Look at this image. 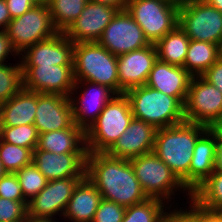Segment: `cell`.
<instances>
[{
  "label": "cell",
  "mask_w": 222,
  "mask_h": 222,
  "mask_svg": "<svg viewBox=\"0 0 222 222\" xmlns=\"http://www.w3.org/2000/svg\"><path fill=\"white\" fill-rule=\"evenodd\" d=\"M202 77L222 92V58L220 57Z\"/></svg>",
  "instance_id": "ab89813d"
},
{
  "label": "cell",
  "mask_w": 222,
  "mask_h": 222,
  "mask_svg": "<svg viewBox=\"0 0 222 222\" xmlns=\"http://www.w3.org/2000/svg\"><path fill=\"white\" fill-rule=\"evenodd\" d=\"M189 43L190 38L177 26L154 44L158 60L184 67Z\"/></svg>",
  "instance_id": "4316f807"
},
{
  "label": "cell",
  "mask_w": 222,
  "mask_h": 222,
  "mask_svg": "<svg viewBox=\"0 0 222 222\" xmlns=\"http://www.w3.org/2000/svg\"><path fill=\"white\" fill-rule=\"evenodd\" d=\"M117 11L112 6L88 0L81 15L69 26L64 34L74 44L98 42Z\"/></svg>",
  "instance_id": "2e32d148"
},
{
  "label": "cell",
  "mask_w": 222,
  "mask_h": 222,
  "mask_svg": "<svg viewBox=\"0 0 222 222\" xmlns=\"http://www.w3.org/2000/svg\"><path fill=\"white\" fill-rule=\"evenodd\" d=\"M0 197L13 201H27L15 173H6L0 180Z\"/></svg>",
  "instance_id": "8d00e7d4"
},
{
  "label": "cell",
  "mask_w": 222,
  "mask_h": 222,
  "mask_svg": "<svg viewBox=\"0 0 222 222\" xmlns=\"http://www.w3.org/2000/svg\"><path fill=\"white\" fill-rule=\"evenodd\" d=\"M222 13V0H204Z\"/></svg>",
  "instance_id": "c3c4849f"
},
{
  "label": "cell",
  "mask_w": 222,
  "mask_h": 222,
  "mask_svg": "<svg viewBox=\"0 0 222 222\" xmlns=\"http://www.w3.org/2000/svg\"><path fill=\"white\" fill-rule=\"evenodd\" d=\"M83 86L85 87L84 90L82 89ZM77 89H80L79 91L83 90V92H80L79 95ZM75 93L76 95L78 94L79 97L72 96ZM116 95L111 88L105 85L90 81L75 80L74 87L69 95L73 122L86 132L96 121L106 104Z\"/></svg>",
  "instance_id": "8fae6325"
},
{
  "label": "cell",
  "mask_w": 222,
  "mask_h": 222,
  "mask_svg": "<svg viewBox=\"0 0 222 222\" xmlns=\"http://www.w3.org/2000/svg\"><path fill=\"white\" fill-rule=\"evenodd\" d=\"M132 119L128 98L125 94L116 95L85 132L87 153H105L126 130Z\"/></svg>",
  "instance_id": "5b68a950"
},
{
  "label": "cell",
  "mask_w": 222,
  "mask_h": 222,
  "mask_svg": "<svg viewBox=\"0 0 222 222\" xmlns=\"http://www.w3.org/2000/svg\"><path fill=\"white\" fill-rule=\"evenodd\" d=\"M87 153H52L33 151V163L48 180L85 177Z\"/></svg>",
  "instance_id": "ffe728a7"
},
{
  "label": "cell",
  "mask_w": 222,
  "mask_h": 222,
  "mask_svg": "<svg viewBox=\"0 0 222 222\" xmlns=\"http://www.w3.org/2000/svg\"><path fill=\"white\" fill-rule=\"evenodd\" d=\"M156 131L153 125L133 118L126 130L105 153L111 157L130 160L152 152Z\"/></svg>",
  "instance_id": "ac0fdd59"
},
{
  "label": "cell",
  "mask_w": 222,
  "mask_h": 222,
  "mask_svg": "<svg viewBox=\"0 0 222 222\" xmlns=\"http://www.w3.org/2000/svg\"><path fill=\"white\" fill-rule=\"evenodd\" d=\"M35 150L52 153H87L85 132L75 123L67 129L39 134Z\"/></svg>",
  "instance_id": "d4e9b609"
},
{
  "label": "cell",
  "mask_w": 222,
  "mask_h": 222,
  "mask_svg": "<svg viewBox=\"0 0 222 222\" xmlns=\"http://www.w3.org/2000/svg\"><path fill=\"white\" fill-rule=\"evenodd\" d=\"M23 87L43 94L69 97L75 78L73 66H21Z\"/></svg>",
  "instance_id": "4fadbf2b"
},
{
  "label": "cell",
  "mask_w": 222,
  "mask_h": 222,
  "mask_svg": "<svg viewBox=\"0 0 222 222\" xmlns=\"http://www.w3.org/2000/svg\"><path fill=\"white\" fill-rule=\"evenodd\" d=\"M161 2L164 3H168L170 5H175V6H181V4L185 1V0H159Z\"/></svg>",
  "instance_id": "681fc988"
},
{
  "label": "cell",
  "mask_w": 222,
  "mask_h": 222,
  "mask_svg": "<svg viewBox=\"0 0 222 222\" xmlns=\"http://www.w3.org/2000/svg\"><path fill=\"white\" fill-rule=\"evenodd\" d=\"M0 160L7 173H16L33 161V151L0 139Z\"/></svg>",
  "instance_id": "4dcf8cb0"
},
{
  "label": "cell",
  "mask_w": 222,
  "mask_h": 222,
  "mask_svg": "<svg viewBox=\"0 0 222 222\" xmlns=\"http://www.w3.org/2000/svg\"><path fill=\"white\" fill-rule=\"evenodd\" d=\"M5 2L11 19L20 17L38 4L35 0H5Z\"/></svg>",
  "instance_id": "f35d334b"
},
{
  "label": "cell",
  "mask_w": 222,
  "mask_h": 222,
  "mask_svg": "<svg viewBox=\"0 0 222 222\" xmlns=\"http://www.w3.org/2000/svg\"><path fill=\"white\" fill-rule=\"evenodd\" d=\"M37 3L45 2L46 0H35Z\"/></svg>",
  "instance_id": "11a10c76"
},
{
  "label": "cell",
  "mask_w": 222,
  "mask_h": 222,
  "mask_svg": "<svg viewBox=\"0 0 222 222\" xmlns=\"http://www.w3.org/2000/svg\"><path fill=\"white\" fill-rule=\"evenodd\" d=\"M102 195L85 176L75 187L63 218L72 222H92Z\"/></svg>",
  "instance_id": "7402d4cb"
},
{
  "label": "cell",
  "mask_w": 222,
  "mask_h": 222,
  "mask_svg": "<svg viewBox=\"0 0 222 222\" xmlns=\"http://www.w3.org/2000/svg\"><path fill=\"white\" fill-rule=\"evenodd\" d=\"M191 199L204 209L213 212L222 209V172H212L191 194Z\"/></svg>",
  "instance_id": "f546056e"
},
{
  "label": "cell",
  "mask_w": 222,
  "mask_h": 222,
  "mask_svg": "<svg viewBox=\"0 0 222 222\" xmlns=\"http://www.w3.org/2000/svg\"><path fill=\"white\" fill-rule=\"evenodd\" d=\"M5 31L18 56L32 45L58 33L46 2L38 3L20 17L12 18Z\"/></svg>",
  "instance_id": "ba28073f"
},
{
  "label": "cell",
  "mask_w": 222,
  "mask_h": 222,
  "mask_svg": "<svg viewBox=\"0 0 222 222\" xmlns=\"http://www.w3.org/2000/svg\"><path fill=\"white\" fill-rule=\"evenodd\" d=\"M213 172H222V140L216 139L215 164Z\"/></svg>",
  "instance_id": "7bdbcfd3"
},
{
  "label": "cell",
  "mask_w": 222,
  "mask_h": 222,
  "mask_svg": "<svg viewBox=\"0 0 222 222\" xmlns=\"http://www.w3.org/2000/svg\"><path fill=\"white\" fill-rule=\"evenodd\" d=\"M165 203L157 198H148L142 203L128 206L125 209L122 222H165L172 207V204L167 207L169 204Z\"/></svg>",
  "instance_id": "83f0119b"
},
{
  "label": "cell",
  "mask_w": 222,
  "mask_h": 222,
  "mask_svg": "<svg viewBox=\"0 0 222 222\" xmlns=\"http://www.w3.org/2000/svg\"><path fill=\"white\" fill-rule=\"evenodd\" d=\"M23 88L21 63L0 64V104L6 102Z\"/></svg>",
  "instance_id": "d6a6232c"
},
{
  "label": "cell",
  "mask_w": 222,
  "mask_h": 222,
  "mask_svg": "<svg viewBox=\"0 0 222 222\" xmlns=\"http://www.w3.org/2000/svg\"><path fill=\"white\" fill-rule=\"evenodd\" d=\"M220 58V46L190 40L184 69L192 76H202Z\"/></svg>",
  "instance_id": "484cf974"
},
{
  "label": "cell",
  "mask_w": 222,
  "mask_h": 222,
  "mask_svg": "<svg viewBox=\"0 0 222 222\" xmlns=\"http://www.w3.org/2000/svg\"><path fill=\"white\" fill-rule=\"evenodd\" d=\"M25 222H56V220L50 218H37L27 216Z\"/></svg>",
  "instance_id": "7dc6e473"
},
{
  "label": "cell",
  "mask_w": 222,
  "mask_h": 222,
  "mask_svg": "<svg viewBox=\"0 0 222 222\" xmlns=\"http://www.w3.org/2000/svg\"><path fill=\"white\" fill-rule=\"evenodd\" d=\"M74 124L69 97L37 92L34 125L39 134L70 128Z\"/></svg>",
  "instance_id": "d6986e66"
},
{
  "label": "cell",
  "mask_w": 222,
  "mask_h": 222,
  "mask_svg": "<svg viewBox=\"0 0 222 222\" xmlns=\"http://www.w3.org/2000/svg\"><path fill=\"white\" fill-rule=\"evenodd\" d=\"M85 176L96 186L102 199L124 207L148 199L128 159L106 153H87Z\"/></svg>",
  "instance_id": "6da1fadb"
},
{
  "label": "cell",
  "mask_w": 222,
  "mask_h": 222,
  "mask_svg": "<svg viewBox=\"0 0 222 222\" xmlns=\"http://www.w3.org/2000/svg\"><path fill=\"white\" fill-rule=\"evenodd\" d=\"M209 127L184 121L157 129L153 152L171 169L189 191V168L197 140Z\"/></svg>",
  "instance_id": "7a4b0ae2"
},
{
  "label": "cell",
  "mask_w": 222,
  "mask_h": 222,
  "mask_svg": "<svg viewBox=\"0 0 222 222\" xmlns=\"http://www.w3.org/2000/svg\"><path fill=\"white\" fill-rule=\"evenodd\" d=\"M203 222H222V218L217 212L203 208Z\"/></svg>",
  "instance_id": "f6af8a7d"
},
{
  "label": "cell",
  "mask_w": 222,
  "mask_h": 222,
  "mask_svg": "<svg viewBox=\"0 0 222 222\" xmlns=\"http://www.w3.org/2000/svg\"><path fill=\"white\" fill-rule=\"evenodd\" d=\"M72 63L75 80L105 85L119 95L117 56L98 42L74 44Z\"/></svg>",
  "instance_id": "277c9868"
},
{
  "label": "cell",
  "mask_w": 222,
  "mask_h": 222,
  "mask_svg": "<svg viewBox=\"0 0 222 222\" xmlns=\"http://www.w3.org/2000/svg\"><path fill=\"white\" fill-rule=\"evenodd\" d=\"M191 78L183 67L157 59L145 85L175 97L184 106Z\"/></svg>",
  "instance_id": "44dd1931"
},
{
  "label": "cell",
  "mask_w": 222,
  "mask_h": 222,
  "mask_svg": "<svg viewBox=\"0 0 222 222\" xmlns=\"http://www.w3.org/2000/svg\"><path fill=\"white\" fill-rule=\"evenodd\" d=\"M126 207L102 199L92 222H122Z\"/></svg>",
  "instance_id": "d590c367"
},
{
  "label": "cell",
  "mask_w": 222,
  "mask_h": 222,
  "mask_svg": "<svg viewBox=\"0 0 222 222\" xmlns=\"http://www.w3.org/2000/svg\"><path fill=\"white\" fill-rule=\"evenodd\" d=\"M9 55L14 56V58L15 56H18V54L12 48L6 31L0 30V64H4Z\"/></svg>",
  "instance_id": "60d3db41"
},
{
  "label": "cell",
  "mask_w": 222,
  "mask_h": 222,
  "mask_svg": "<svg viewBox=\"0 0 222 222\" xmlns=\"http://www.w3.org/2000/svg\"><path fill=\"white\" fill-rule=\"evenodd\" d=\"M88 0H46L52 23L58 32H65L81 15Z\"/></svg>",
  "instance_id": "f1b7e54d"
},
{
  "label": "cell",
  "mask_w": 222,
  "mask_h": 222,
  "mask_svg": "<svg viewBox=\"0 0 222 222\" xmlns=\"http://www.w3.org/2000/svg\"><path fill=\"white\" fill-rule=\"evenodd\" d=\"M220 57L222 58V43H221V46H220Z\"/></svg>",
  "instance_id": "db71d44e"
},
{
  "label": "cell",
  "mask_w": 222,
  "mask_h": 222,
  "mask_svg": "<svg viewBox=\"0 0 222 222\" xmlns=\"http://www.w3.org/2000/svg\"><path fill=\"white\" fill-rule=\"evenodd\" d=\"M39 133L34 124L14 127L0 126V139L4 142L29 148L34 151L38 145Z\"/></svg>",
  "instance_id": "1f68e13d"
},
{
  "label": "cell",
  "mask_w": 222,
  "mask_h": 222,
  "mask_svg": "<svg viewBox=\"0 0 222 222\" xmlns=\"http://www.w3.org/2000/svg\"><path fill=\"white\" fill-rule=\"evenodd\" d=\"M178 26L190 40L221 46L222 13L204 0H185L181 4Z\"/></svg>",
  "instance_id": "52a82bcc"
},
{
  "label": "cell",
  "mask_w": 222,
  "mask_h": 222,
  "mask_svg": "<svg viewBox=\"0 0 222 222\" xmlns=\"http://www.w3.org/2000/svg\"><path fill=\"white\" fill-rule=\"evenodd\" d=\"M157 59L154 44L117 56L119 95L145 85Z\"/></svg>",
  "instance_id": "9a60e30c"
},
{
  "label": "cell",
  "mask_w": 222,
  "mask_h": 222,
  "mask_svg": "<svg viewBox=\"0 0 222 222\" xmlns=\"http://www.w3.org/2000/svg\"><path fill=\"white\" fill-rule=\"evenodd\" d=\"M84 177H69L48 181L46 186L28 201V216L55 219L64 215L73 191Z\"/></svg>",
  "instance_id": "5bb4252c"
},
{
  "label": "cell",
  "mask_w": 222,
  "mask_h": 222,
  "mask_svg": "<svg viewBox=\"0 0 222 222\" xmlns=\"http://www.w3.org/2000/svg\"><path fill=\"white\" fill-rule=\"evenodd\" d=\"M15 174L18 177L22 193L27 201L36 196L48 182L33 162L24 166Z\"/></svg>",
  "instance_id": "836d02e7"
},
{
  "label": "cell",
  "mask_w": 222,
  "mask_h": 222,
  "mask_svg": "<svg viewBox=\"0 0 222 222\" xmlns=\"http://www.w3.org/2000/svg\"><path fill=\"white\" fill-rule=\"evenodd\" d=\"M37 92L24 87L6 102L0 104V126L34 124Z\"/></svg>",
  "instance_id": "cb8c5ba5"
},
{
  "label": "cell",
  "mask_w": 222,
  "mask_h": 222,
  "mask_svg": "<svg viewBox=\"0 0 222 222\" xmlns=\"http://www.w3.org/2000/svg\"><path fill=\"white\" fill-rule=\"evenodd\" d=\"M216 136L208 129L196 142L189 168V192L192 194L214 171Z\"/></svg>",
  "instance_id": "603a6c76"
},
{
  "label": "cell",
  "mask_w": 222,
  "mask_h": 222,
  "mask_svg": "<svg viewBox=\"0 0 222 222\" xmlns=\"http://www.w3.org/2000/svg\"><path fill=\"white\" fill-rule=\"evenodd\" d=\"M90 1L112 6L116 8L118 11L126 9L128 2V0H90Z\"/></svg>",
  "instance_id": "ee69618b"
},
{
  "label": "cell",
  "mask_w": 222,
  "mask_h": 222,
  "mask_svg": "<svg viewBox=\"0 0 222 222\" xmlns=\"http://www.w3.org/2000/svg\"><path fill=\"white\" fill-rule=\"evenodd\" d=\"M98 43L115 56L151 45L142 28L126 9L117 11Z\"/></svg>",
  "instance_id": "7c38bea8"
},
{
  "label": "cell",
  "mask_w": 222,
  "mask_h": 222,
  "mask_svg": "<svg viewBox=\"0 0 222 222\" xmlns=\"http://www.w3.org/2000/svg\"><path fill=\"white\" fill-rule=\"evenodd\" d=\"M189 202V209L186 210L173 206V222H203V207L192 199Z\"/></svg>",
  "instance_id": "74e56055"
},
{
  "label": "cell",
  "mask_w": 222,
  "mask_h": 222,
  "mask_svg": "<svg viewBox=\"0 0 222 222\" xmlns=\"http://www.w3.org/2000/svg\"><path fill=\"white\" fill-rule=\"evenodd\" d=\"M142 190L148 198H157L168 204L174 193H186L188 201L191 193L186 189L171 169L152 151L130 159ZM181 189V190H180Z\"/></svg>",
  "instance_id": "8992f818"
},
{
  "label": "cell",
  "mask_w": 222,
  "mask_h": 222,
  "mask_svg": "<svg viewBox=\"0 0 222 222\" xmlns=\"http://www.w3.org/2000/svg\"><path fill=\"white\" fill-rule=\"evenodd\" d=\"M7 172L4 170L1 160H0V180L2 179V177L6 174Z\"/></svg>",
  "instance_id": "816d5d0a"
},
{
  "label": "cell",
  "mask_w": 222,
  "mask_h": 222,
  "mask_svg": "<svg viewBox=\"0 0 222 222\" xmlns=\"http://www.w3.org/2000/svg\"><path fill=\"white\" fill-rule=\"evenodd\" d=\"M222 116V92L202 76L191 78L184 104L187 122L211 126Z\"/></svg>",
  "instance_id": "30bf717a"
},
{
  "label": "cell",
  "mask_w": 222,
  "mask_h": 222,
  "mask_svg": "<svg viewBox=\"0 0 222 222\" xmlns=\"http://www.w3.org/2000/svg\"><path fill=\"white\" fill-rule=\"evenodd\" d=\"M73 47L74 43L64 32H58L27 48L18 57H21V66H73Z\"/></svg>",
  "instance_id": "e0dca14e"
},
{
  "label": "cell",
  "mask_w": 222,
  "mask_h": 222,
  "mask_svg": "<svg viewBox=\"0 0 222 222\" xmlns=\"http://www.w3.org/2000/svg\"><path fill=\"white\" fill-rule=\"evenodd\" d=\"M133 118L143 120L156 129L182 123L184 106L173 96L162 93L147 85L126 91Z\"/></svg>",
  "instance_id": "3957f363"
},
{
  "label": "cell",
  "mask_w": 222,
  "mask_h": 222,
  "mask_svg": "<svg viewBox=\"0 0 222 222\" xmlns=\"http://www.w3.org/2000/svg\"><path fill=\"white\" fill-rule=\"evenodd\" d=\"M165 222H173V210L172 209H170V212H169Z\"/></svg>",
  "instance_id": "f907efd6"
},
{
  "label": "cell",
  "mask_w": 222,
  "mask_h": 222,
  "mask_svg": "<svg viewBox=\"0 0 222 222\" xmlns=\"http://www.w3.org/2000/svg\"><path fill=\"white\" fill-rule=\"evenodd\" d=\"M217 213L220 215V217L222 218V209H219L218 211H217Z\"/></svg>",
  "instance_id": "f5cc1de1"
},
{
  "label": "cell",
  "mask_w": 222,
  "mask_h": 222,
  "mask_svg": "<svg viewBox=\"0 0 222 222\" xmlns=\"http://www.w3.org/2000/svg\"><path fill=\"white\" fill-rule=\"evenodd\" d=\"M28 201H13L0 197V222L26 220Z\"/></svg>",
  "instance_id": "e575fe53"
},
{
  "label": "cell",
  "mask_w": 222,
  "mask_h": 222,
  "mask_svg": "<svg viewBox=\"0 0 222 222\" xmlns=\"http://www.w3.org/2000/svg\"><path fill=\"white\" fill-rule=\"evenodd\" d=\"M14 222H25V220H20V221H14Z\"/></svg>",
  "instance_id": "9f6ffc18"
},
{
  "label": "cell",
  "mask_w": 222,
  "mask_h": 222,
  "mask_svg": "<svg viewBox=\"0 0 222 222\" xmlns=\"http://www.w3.org/2000/svg\"><path fill=\"white\" fill-rule=\"evenodd\" d=\"M209 130L216 136V139L222 140V116L209 126Z\"/></svg>",
  "instance_id": "bcb514c9"
},
{
  "label": "cell",
  "mask_w": 222,
  "mask_h": 222,
  "mask_svg": "<svg viewBox=\"0 0 222 222\" xmlns=\"http://www.w3.org/2000/svg\"><path fill=\"white\" fill-rule=\"evenodd\" d=\"M126 11L155 44L178 26L179 7L159 0H128Z\"/></svg>",
  "instance_id": "9c48e42d"
},
{
  "label": "cell",
  "mask_w": 222,
  "mask_h": 222,
  "mask_svg": "<svg viewBox=\"0 0 222 222\" xmlns=\"http://www.w3.org/2000/svg\"><path fill=\"white\" fill-rule=\"evenodd\" d=\"M11 21L10 13L5 0H0V30H6Z\"/></svg>",
  "instance_id": "b9f144b4"
}]
</instances>
